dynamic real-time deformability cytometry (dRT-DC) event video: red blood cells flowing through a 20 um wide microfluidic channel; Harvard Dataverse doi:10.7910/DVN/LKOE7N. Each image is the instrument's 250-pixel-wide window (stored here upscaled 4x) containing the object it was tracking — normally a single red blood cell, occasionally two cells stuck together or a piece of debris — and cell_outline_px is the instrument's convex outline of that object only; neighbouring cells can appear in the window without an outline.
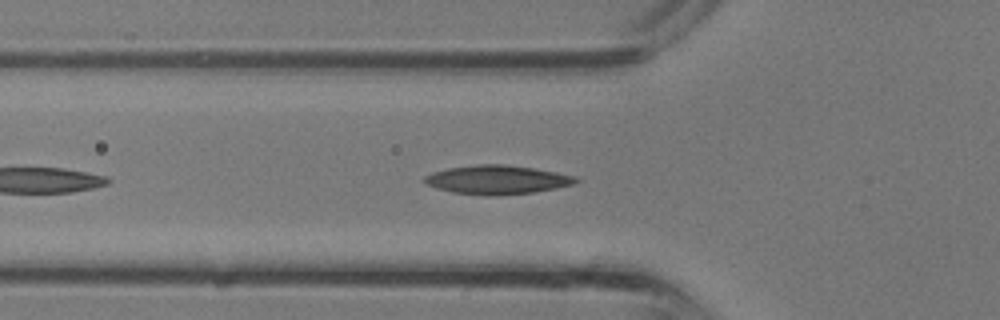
{"species": "common noctule bat (a hibernating species)", "species_latin": "Nyctalus noctula", "temperature_condition": "room temperature", "stored_images_in_passage": 17, "camera_frame_rate_fps": 3000, "um_per_image_px": 0.085, "animal": {"sex": "male", "body_mass_g": 13.3}, "frame": {"image": 1, "passage_image": 4, "time_ms": 1.0, "image_size_px": [1000, 320], "cell_outline_px": [[580, 180], [576, 184], [556, 188], [532, 192], [496, 196], [484, 196], [452, 192], [436, 188], [420, 180], [424, 176], [432, 172], [448, 168], [476, 164], [504, 164], [532, 168], [572, 176]], "centroid_in_image_um": [42.19, 15.28], "position_along_channel_um": 83.6, "area_um2": 25.43}}
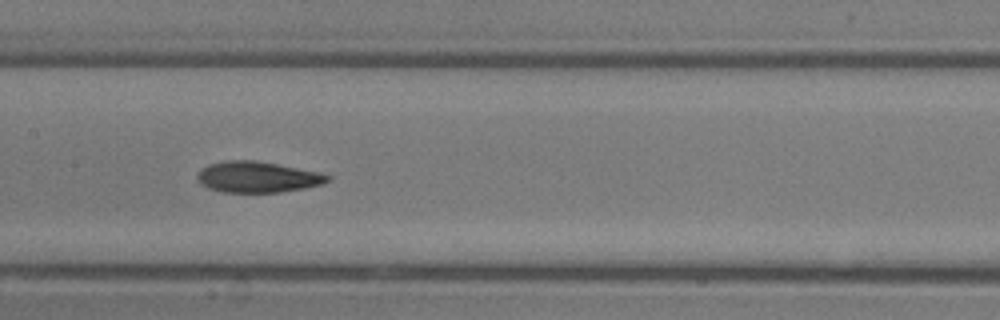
{"frame": {"image": 2, "passage_image": 9, "time_ms": 2.667, "image_size_px": [1000, 320], "cell_outline_px": [[332, 180], [324, 184], [304, 188], [280, 192], [220, 192], [208, 188], [200, 184], [196, 180], [196, 176], [200, 168], [208, 164], [224, 160], [256, 160], [320, 172], [332, 176]], "centroid_in_image_um": [21.87, 15.04], "position_along_channel_um": 185.5, "area_um2": 23.93}}
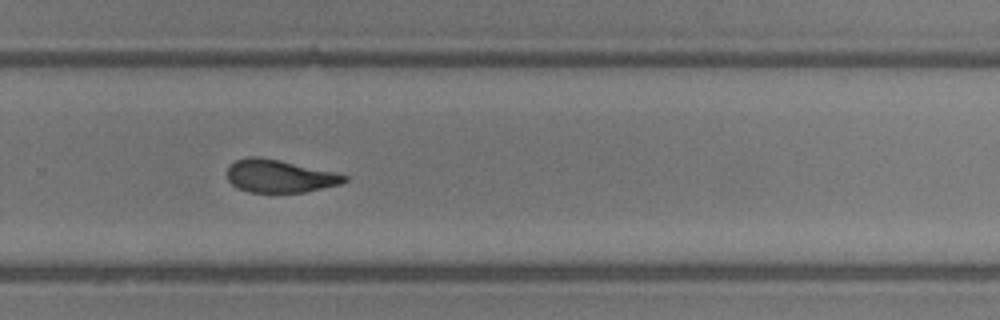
{"frame": {"image": 3, "passage_image": 15, "time_ms": 4.667, "image_size_px": [1000, 320], "cell_outline_px": [[348, 180], [340, 184], [304, 192], [248, 192], [236, 188], [228, 180], [228, 168], [236, 160], [248, 156], [260, 156], [280, 160], [336, 172], [348, 176]], "centroid_in_image_um": [23.76, 14.96], "position_along_channel_um": 306.0, "area_um2": 22.43}}